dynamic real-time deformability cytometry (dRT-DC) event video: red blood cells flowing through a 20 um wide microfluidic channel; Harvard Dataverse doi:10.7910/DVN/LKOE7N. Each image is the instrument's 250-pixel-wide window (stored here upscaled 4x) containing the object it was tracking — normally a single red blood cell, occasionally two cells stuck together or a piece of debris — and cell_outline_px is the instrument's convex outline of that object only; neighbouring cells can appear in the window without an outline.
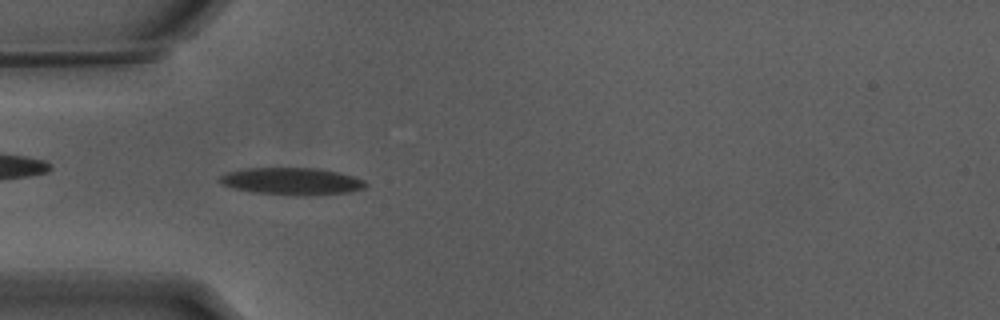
{"species": "Egyptian fruit bat (a non-hibernating species)", "species_latin": "Rousettus aegyptiacus", "temperature_condition": "warm", "stored_images_in_passage": 42, "camera_frame_rate_fps": 3000, "um_per_image_px": 0.085, "animal": {"sex": "male"}, "frame": {"image": 1, "passage_image": 5, "time_ms": 1.333, "image_size_px": [1000, 320], "cell_outline_px": [[368, 184], [364, 188], [348, 192], [308, 196], [296, 196], [252, 192], [232, 188], [220, 184], [216, 180], [220, 176], [228, 172], [248, 168], [320, 168], [352, 176], [364, 180]], "centroid_in_image_um": [24.77, 15.42], "position_along_channel_um": 60.2, "area_um2": 23.29}}
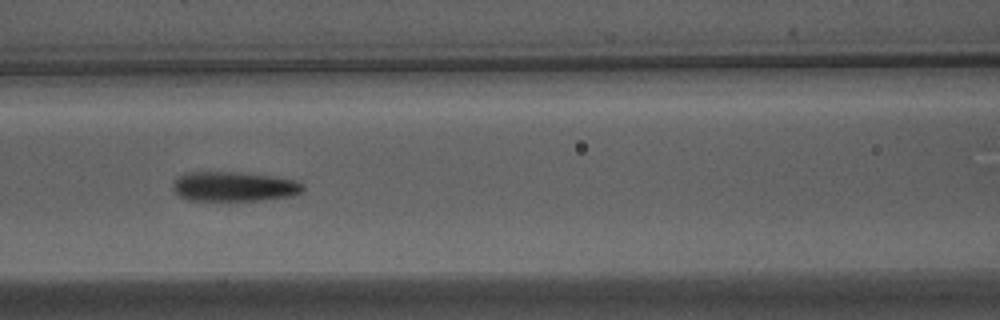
{"frame": {"image": 2, "passage_image": 12, "time_ms": 3.667, "image_size_px": [1000, 320], "cell_outline_px": [[304, 188], [300, 192], [288, 196], [260, 200], [188, 200], [180, 196], [172, 188], [172, 184], [180, 176], [188, 172], [232, 172], [268, 176], [292, 180], [300, 184]], "centroid_in_image_um": [19.81, 15.86], "position_along_channel_um": 146.8, "area_um2": 21.79}}
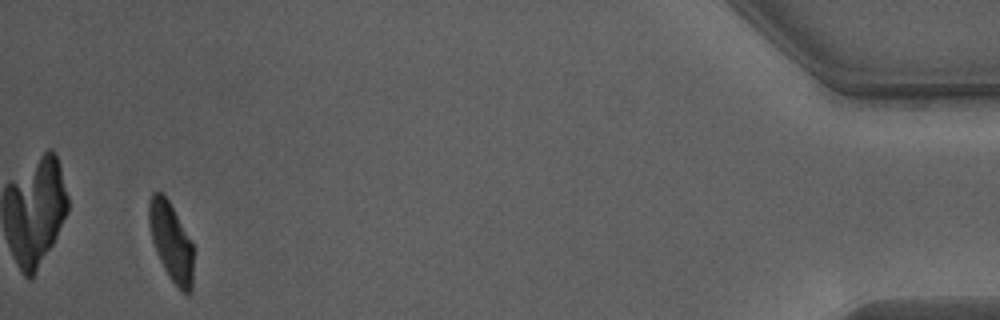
{"frame": {"image": 3, "passage_image": 40, "time_ms": 13.0, "image_size_px": [1000, 320], "cell_outline_px": [[192, 292], [184, 292], [172, 280], [164, 268], [156, 252], [152, 240], [148, 224], [148, 204], [152, 192], [160, 192], [168, 200], [192, 240]], "centroid_in_image_um": [14.52, 20.5], "position_along_channel_um": 420.7, "area_um2": 20.06}, "authors_computed_cell_mechanics": {"area_um2": 22.2819, "velocity_mm_per_s": 3.8091, "shape_relaxation_time_tau1_ms": 3.7689, "shape_relaxation_time_tau2_ms": 1.7008, "deformation_change_tau1": 0.1755, "deformation_change_tau2": 0.0823}}